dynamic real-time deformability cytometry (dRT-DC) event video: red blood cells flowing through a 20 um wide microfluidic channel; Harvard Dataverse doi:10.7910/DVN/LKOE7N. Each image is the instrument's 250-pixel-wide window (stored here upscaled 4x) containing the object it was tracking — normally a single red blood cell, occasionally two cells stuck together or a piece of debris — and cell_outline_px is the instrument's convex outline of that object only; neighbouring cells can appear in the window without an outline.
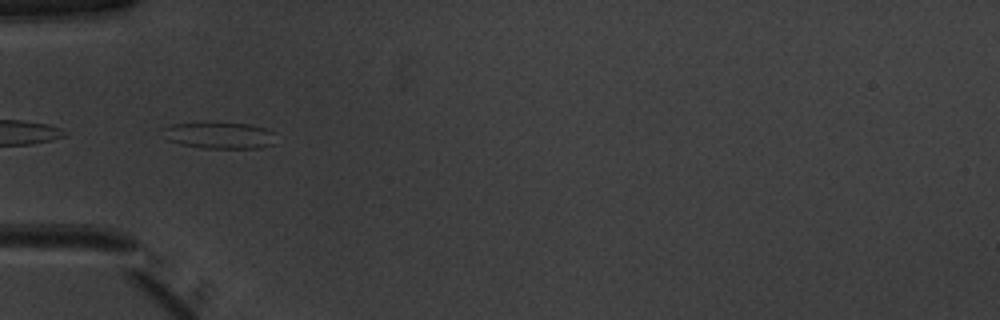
{"species": "common noctule bat (a hibernating species)", "species_latin": "Nyctalus noctula", "temperature_condition": "warm", "stored_images_in_passage": 5, "camera_frame_rate_fps": 3000, "um_per_image_px": 0.085, "animal": {"sex": "male", "body_mass_g": 20.1, "forearm_length_mm": 53.5}, "frame": {"image": 1, "passage_image": 1, "time_ms": 0.0, "image_size_px": [1000, 320], "cell_outline_px": [[276, 132], [272, 144], [260, 148], [204, 148], [180, 144], [168, 140], [160, 128], [172, 124], [248, 124], [268, 128]], "centroid_in_image_um": [18.68, 11.52], "position_along_channel_um": 66.3, "area_um2": 17.17}}